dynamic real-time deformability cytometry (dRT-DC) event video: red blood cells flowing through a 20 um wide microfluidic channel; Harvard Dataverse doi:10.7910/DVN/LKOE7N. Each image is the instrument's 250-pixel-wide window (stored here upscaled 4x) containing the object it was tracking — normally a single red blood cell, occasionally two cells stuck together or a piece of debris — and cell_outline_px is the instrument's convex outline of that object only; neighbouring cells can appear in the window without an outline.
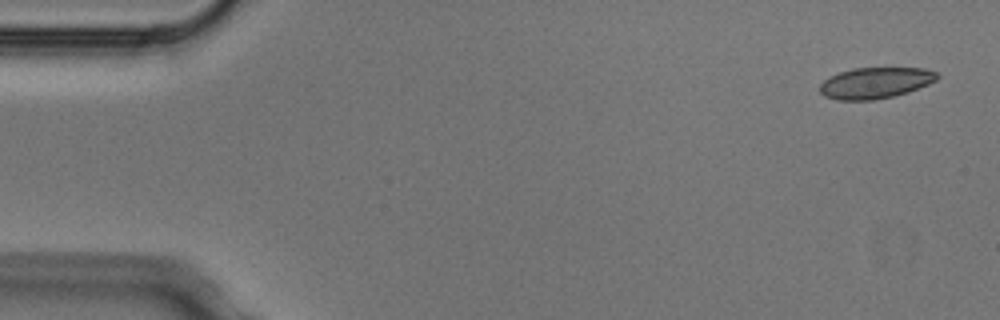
{"species": "Egyptian fruit bat (a non-hibernating species)", "species_latin": "Rousettus aegyptiacus", "temperature_condition": "cold", "stored_images_in_passage": 5, "camera_frame_rate_fps": 3000, "um_per_image_px": 0.085, "animal": {"sex": "male"}, "frame": {"image": 1, "passage_image": 1, "time_ms": 0.0, "image_size_px": [1000, 320], "cell_outline_px": [[940, 76], [936, 80], [928, 84], [908, 92], [892, 96], [872, 100], [840, 100], [824, 96], [820, 92], [820, 84], [824, 80], [840, 72], [852, 68], [924, 68], [936, 72]], "centroid_in_image_um": [74.41, 7.04], "position_along_channel_um": 10.6, "area_um2": 21.1}}
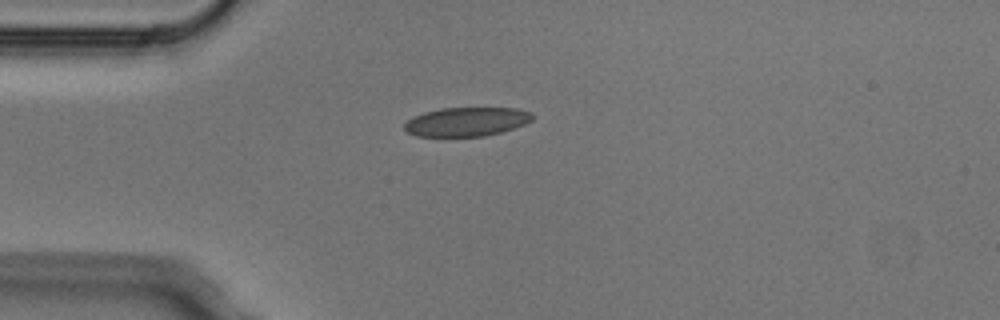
{"frame": {"image": 2, "passage_image": 4, "time_ms": 1.0, "image_size_px": [1000, 320], "cell_outline_px": [[532, 120], [524, 124], [500, 132], [484, 136], [416, 136], [408, 132], [404, 128], [404, 124], [408, 120], [424, 112], [440, 108], [516, 108], [532, 112]], "centroid_in_image_um": [39.66, 10.34], "position_along_channel_um": 45.3, "area_um2": 21.39}}